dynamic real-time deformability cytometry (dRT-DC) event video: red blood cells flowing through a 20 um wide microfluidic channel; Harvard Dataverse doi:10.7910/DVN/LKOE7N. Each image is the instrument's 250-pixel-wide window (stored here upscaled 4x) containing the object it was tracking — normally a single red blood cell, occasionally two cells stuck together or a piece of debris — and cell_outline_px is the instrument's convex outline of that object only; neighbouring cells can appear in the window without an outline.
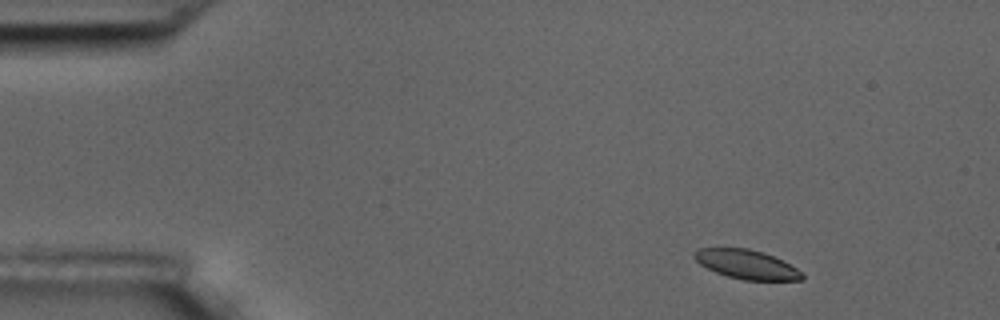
{"species": "common noctule bat (a hibernating species)", "species_latin": "Nyctalus noctula", "temperature_condition": "room temperature", "stored_images_in_passage": 5, "segment_of_instrument_passage": [2, 2], "camera_frame_rate_fps": 3000, "um_per_image_px": 0.085, "animal": {"sex": "male", "body_mass_g": 17.5, "forearm_length_mm": 52.3}, "frame": {"image": 1, "passage_image": 5, "time_ms": 5.667, "image_size_px": [1000, 320], "cell_outline_px": [[804, 280], [744, 280], [728, 276], [716, 272], [700, 264], [692, 256], [692, 252], [700, 248], [748, 248], [772, 256], [796, 268], [804, 276]], "centroid_in_image_um": [63.42, 22.47], "position_along_channel_um": 21.6, "area_um2": 17.98}}